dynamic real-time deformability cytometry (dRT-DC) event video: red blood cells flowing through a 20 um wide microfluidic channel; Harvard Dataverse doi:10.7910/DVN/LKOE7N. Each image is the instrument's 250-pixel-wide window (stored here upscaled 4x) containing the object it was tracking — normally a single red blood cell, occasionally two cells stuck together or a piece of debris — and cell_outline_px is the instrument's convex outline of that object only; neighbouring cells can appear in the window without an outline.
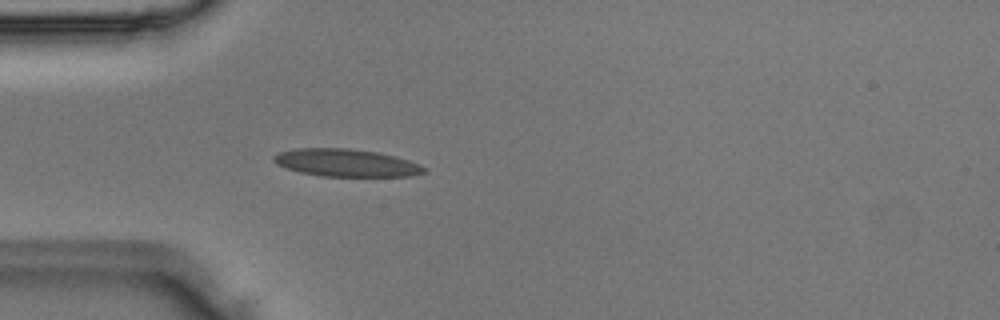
{"species": "Egyptian fruit bat (a non-hibernating species)", "species_latin": "Rousettus aegyptiacus", "temperature_condition": "room temperature", "stored_images_in_passage": 4, "camera_frame_rate_fps": 3000, "um_per_image_px": 0.085, "animal": {"sex": "male"}, "frame": {"image": 1, "passage_image": 4, "time_ms": 1.0, "image_size_px": [1000, 320], "cell_outline_px": [[428, 172], [412, 176], [320, 176], [300, 172], [276, 164], [272, 160], [272, 156], [280, 152], [292, 148], [348, 148], [380, 152], [396, 156], [420, 164], [428, 168]], "centroid_in_image_um": [29.46, 13.83], "position_along_channel_um": 55.5, "area_um2": 24.45}}